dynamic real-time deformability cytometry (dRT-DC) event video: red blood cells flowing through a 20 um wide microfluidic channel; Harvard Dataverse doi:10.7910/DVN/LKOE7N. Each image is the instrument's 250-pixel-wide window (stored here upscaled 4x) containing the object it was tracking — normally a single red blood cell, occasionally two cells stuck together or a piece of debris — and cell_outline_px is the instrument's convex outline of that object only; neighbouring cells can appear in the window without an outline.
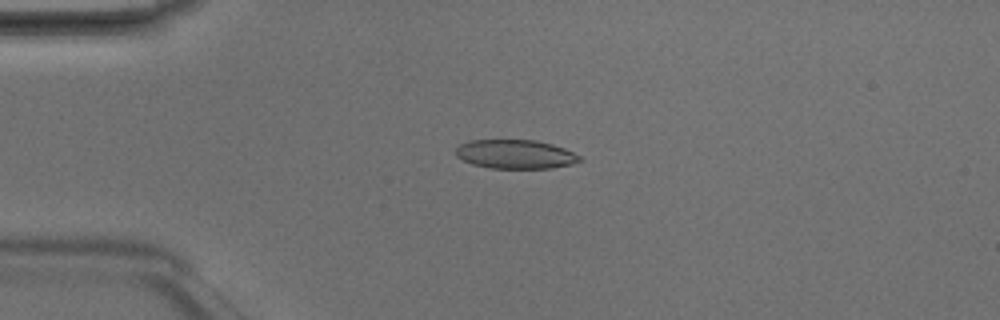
{"species": "Egyptian fruit bat (a non-hibernating species)", "species_latin": "Rousettus aegyptiacus", "temperature_condition": "room temperature", "stored_images_in_passage": 3, "camera_frame_rate_fps": 3000, "um_per_image_px": 0.085, "animal": {"sex": "male"}, "frame": {"image": 1, "passage_image": 3, "time_ms": 0.667, "image_size_px": [1000, 320], "cell_outline_px": [[584, 160], [572, 164], [552, 168], [488, 168], [472, 164], [456, 156], [456, 148], [460, 144], [468, 140], [536, 140], [552, 144], [564, 148], [580, 156]], "centroid_in_image_um": [43.81, 13.11], "position_along_channel_um": 41.2, "area_um2": 20.98}}